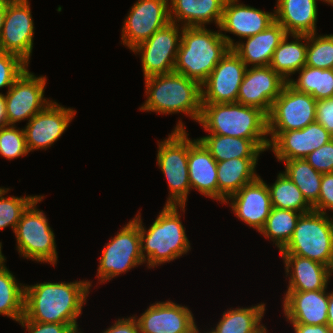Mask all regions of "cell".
<instances>
[{"instance_id":"1","label":"cell","mask_w":333,"mask_h":333,"mask_svg":"<svg viewBox=\"0 0 333 333\" xmlns=\"http://www.w3.org/2000/svg\"><path fill=\"white\" fill-rule=\"evenodd\" d=\"M92 281L44 282L24 286V315L35 322L78 324Z\"/></svg>"},{"instance_id":"2","label":"cell","mask_w":333,"mask_h":333,"mask_svg":"<svg viewBox=\"0 0 333 333\" xmlns=\"http://www.w3.org/2000/svg\"><path fill=\"white\" fill-rule=\"evenodd\" d=\"M179 208L185 212V206L165 205L148 229L140 212L133 218L139 225L141 255L148 269L169 263L191 250Z\"/></svg>"},{"instance_id":"3","label":"cell","mask_w":333,"mask_h":333,"mask_svg":"<svg viewBox=\"0 0 333 333\" xmlns=\"http://www.w3.org/2000/svg\"><path fill=\"white\" fill-rule=\"evenodd\" d=\"M145 79L146 101L140 111L157 114L184 113L198 122L202 108L201 85L177 72Z\"/></svg>"},{"instance_id":"4","label":"cell","mask_w":333,"mask_h":333,"mask_svg":"<svg viewBox=\"0 0 333 333\" xmlns=\"http://www.w3.org/2000/svg\"><path fill=\"white\" fill-rule=\"evenodd\" d=\"M229 49L219 30L183 27L174 72L202 85Z\"/></svg>"},{"instance_id":"5","label":"cell","mask_w":333,"mask_h":333,"mask_svg":"<svg viewBox=\"0 0 333 333\" xmlns=\"http://www.w3.org/2000/svg\"><path fill=\"white\" fill-rule=\"evenodd\" d=\"M198 123L209 134L269 140L267 114L238 102L202 104Z\"/></svg>"},{"instance_id":"6","label":"cell","mask_w":333,"mask_h":333,"mask_svg":"<svg viewBox=\"0 0 333 333\" xmlns=\"http://www.w3.org/2000/svg\"><path fill=\"white\" fill-rule=\"evenodd\" d=\"M168 138L158 141L157 165L168 182L165 205L186 206L191 190L188 174L189 138L180 119Z\"/></svg>"},{"instance_id":"7","label":"cell","mask_w":333,"mask_h":333,"mask_svg":"<svg viewBox=\"0 0 333 333\" xmlns=\"http://www.w3.org/2000/svg\"><path fill=\"white\" fill-rule=\"evenodd\" d=\"M280 255L309 258L333 270V216L313 210L302 214Z\"/></svg>"},{"instance_id":"8","label":"cell","mask_w":333,"mask_h":333,"mask_svg":"<svg viewBox=\"0 0 333 333\" xmlns=\"http://www.w3.org/2000/svg\"><path fill=\"white\" fill-rule=\"evenodd\" d=\"M44 195H39L23 212L14 234L21 257L40 263L57 264L55 235L43 210L37 208Z\"/></svg>"},{"instance_id":"9","label":"cell","mask_w":333,"mask_h":333,"mask_svg":"<svg viewBox=\"0 0 333 333\" xmlns=\"http://www.w3.org/2000/svg\"><path fill=\"white\" fill-rule=\"evenodd\" d=\"M110 239V242L103 247L102 256L98 259L96 277L100 284L145 264L141 255L139 225L134 219H131Z\"/></svg>"},{"instance_id":"10","label":"cell","mask_w":333,"mask_h":333,"mask_svg":"<svg viewBox=\"0 0 333 333\" xmlns=\"http://www.w3.org/2000/svg\"><path fill=\"white\" fill-rule=\"evenodd\" d=\"M183 27L169 22L131 51L139 53L144 78L174 71Z\"/></svg>"},{"instance_id":"11","label":"cell","mask_w":333,"mask_h":333,"mask_svg":"<svg viewBox=\"0 0 333 333\" xmlns=\"http://www.w3.org/2000/svg\"><path fill=\"white\" fill-rule=\"evenodd\" d=\"M317 100L295 90L288 83L274 100L268 117V131L301 130L316 120Z\"/></svg>"},{"instance_id":"12","label":"cell","mask_w":333,"mask_h":333,"mask_svg":"<svg viewBox=\"0 0 333 333\" xmlns=\"http://www.w3.org/2000/svg\"><path fill=\"white\" fill-rule=\"evenodd\" d=\"M46 76H36L28 68L5 93L8 125L30 120L50 102L44 97Z\"/></svg>"},{"instance_id":"13","label":"cell","mask_w":333,"mask_h":333,"mask_svg":"<svg viewBox=\"0 0 333 333\" xmlns=\"http://www.w3.org/2000/svg\"><path fill=\"white\" fill-rule=\"evenodd\" d=\"M169 22V0H137L124 20L121 44L132 50Z\"/></svg>"},{"instance_id":"14","label":"cell","mask_w":333,"mask_h":333,"mask_svg":"<svg viewBox=\"0 0 333 333\" xmlns=\"http://www.w3.org/2000/svg\"><path fill=\"white\" fill-rule=\"evenodd\" d=\"M246 70L245 63L229 49L201 85L202 104L237 102Z\"/></svg>"},{"instance_id":"15","label":"cell","mask_w":333,"mask_h":333,"mask_svg":"<svg viewBox=\"0 0 333 333\" xmlns=\"http://www.w3.org/2000/svg\"><path fill=\"white\" fill-rule=\"evenodd\" d=\"M29 0L7 4L0 34V51L20 57L28 65L34 42V21Z\"/></svg>"},{"instance_id":"16","label":"cell","mask_w":333,"mask_h":333,"mask_svg":"<svg viewBox=\"0 0 333 333\" xmlns=\"http://www.w3.org/2000/svg\"><path fill=\"white\" fill-rule=\"evenodd\" d=\"M269 147L277 160L305 159L307 155L333 139L318 122L301 130L268 131Z\"/></svg>"},{"instance_id":"17","label":"cell","mask_w":333,"mask_h":333,"mask_svg":"<svg viewBox=\"0 0 333 333\" xmlns=\"http://www.w3.org/2000/svg\"><path fill=\"white\" fill-rule=\"evenodd\" d=\"M75 114L73 108L52 101L34 115L23 128L29 152L48 150L66 131Z\"/></svg>"},{"instance_id":"18","label":"cell","mask_w":333,"mask_h":333,"mask_svg":"<svg viewBox=\"0 0 333 333\" xmlns=\"http://www.w3.org/2000/svg\"><path fill=\"white\" fill-rule=\"evenodd\" d=\"M288 82L270 66L247 67L237 102L270 113L274 100Z\"/></svg>"},{"instance_id":"19","label":"cell","mask_w":333,"mask_h":333,"mask_svg":"<svg viewBox=\"0 0 333 333\" xmlns=\"http://www.w3.org/2000/svg\"><path fill=\"white\" fill-rule=\"evenodd\" d=\"M275 22V10L266 12L252 6L239 3V0H226L223 7L219 31L230 49L234 40L226 33L245 39L262 32ZM222 31H225L223 34Z\"/></svg>"},{"instance_id":"20","label":"cell","mask_w":333,"mask_h":333,"mask_svg":"<svg viewBox=\"0 0 333 333\" xmlns=\"http://www.w3.org/2000/svg\"><path fill=\"white\" fill-rule=\"evenodd\" d=\"M136 320L141 333H194L198 327L192 311L171 300L153 303Z\"/></svg>"},{"instance_id":"21","label":"cell","mask_w":333,"mask_h":333,"mask_svg":"<svg viewBox=\"0 0 333 333\" xmlns=\"http://www.w3.org/2000/svg\"><path fill=\"white\" fill-rule=\"evenodd\" d=\"M225 203L230 205L238 219L258 232L264 227L272 209L267 183L260 176L229 196Z\"/></svg>"},{"instance_id":"22","label":"cell","mask_w":333,"mask_h":333,"mask_svg":"<svg viewBox=\"0 0 333 333\" xmlns=\"http://www.w3.org/2000/svg\"><path fill=\"white\" fill-rule=\"evenodd\" d=\"M326 290L286 291L282 305L288 323L327 325L329 293Z\"/></svg>"},{"instance_id":"23","label":"cell","mask_w":333,"mask_h":333,"mask_svg":"<svg viewBox=\"0 0 333 333\" xmlns=\"http://www.w3.org/2000/svg\"><path fill=\"white\" fill-rule=\"evenodd\" d=\"M284 260L287 291H315L327 289L333 270L328 266L297 255H281Z\"/></svg>"},{"instance_id":"24","label":"cell","mask_w":333,"mask_h":333,"mask_svg":"<svg viewBox=\"0 0 333 333\" xmlns=\"http://www.w3.org/2000/svg\"><path fill=\"white\" fill-rule=\"evenodd\" d=\"M188 174L191 189L218 201L217 161L198 138H189Z\"/></svg>"},{"instance_id":"25","label":"cell","mask_w":333,"mask_h":333,"mask_svg":"<svg viewBox=\"0 0 333 333\" xmlns=\"http://www.w3.org/2000/svg\"><path fill=\"white\" fill-rule=\"evenodd\" d=\"M285 29L276 21L258 34L245 38L246 42L237 41L232 50L247 67L269 66L274 51L286 36Z\"/></svg>"},{"instance_id":"26","label":"cell","mask_w":333,"mask_h":333,"mask_svg":"<svg viewBox=\"0 0 333 333\" xmlns=\"http://www.w3.org/2000/svg\"><path fill=\"white\" fill-rule=\"evenodd\" d=\"M226 0H170L169 17L182 27H205L211 22L219 27ZM181 22V23H180Z\"/></svg>"},{"instance_id":"27","label":"cell","mask_w":333,"mask_h":333,"mask_svg":"<svg viewBox=\"0 0 333 333\" xmlns=\"http://www.w3.org/2000/svg\"><path fill=\"white\" fill-rule=\"evenodd\" d=\"M317 2L318 0H277L275 21L287 34L317 33Z\"/></svg>"},{"instance_id":"28","label":"cell","mask_w":333,"mask_h":333,"mask_svg":"<svg viewBox=\"0 0 333 333\" xmlns=\"http://www.w3.org/2000/svg\"><path fill=\"white\" fill-rule=\"evenodd\" d=\"M258 158H233L217 162L218 201L226 199L243 186L255 181Z\"/></svg>"},{"instance_id":"29","label":"cell","mask_w":333,"mask_h":333,"mask_svg":"<svg viewBox=\"0 0 333 333\" xmlns=\"http://www.w3.org/2000/svg\"><path fill=\"white\" fill-rule=\"evenodd\" d=\"M198 139L217 162L233 158H259L260 153L269 147V140H250L216 134H208Z\"/></svg>"},{"instance_id":"30","label":"cell","mask_w":333,"mask_h":333,"mask_svg":"<svg viewBox=\"0 0 333 333\" xmlns=\"http://www.w3.org/2000/svg\"><path fill=\"white\" fill-rule=\"evenodd\" d=\"M290 36L294 40L288 42ZM306 55L307 35L286 34L274 51L269 66L288 81L306 65Z\"/></svg>"},{"instance_id":"31","label":"cell","mask_w":333,"mask_h":333,"mask_svg":"<svg viewBox=\"0 0 333 333\" xmlns=\"http://www.w3.org/2000/svg\"><path fill=\"white\" fill-rule=\"evenodd\" d=\"M265 303L251 307H239L225 310L221 320L210 333H268L267 328L261 324L264 317Z\"/></svg>"},{"instance_id":"32","label":"cell","mask_w":333,"mask_h":333,"mask_svg":"<svg viewBox=\"0 0 333 333\" xmlns=\"http://www.w3.org/2000/svg\"><path fill=\"white\" fill-rule=\"evenodd\" d=\"M6 258H0V315L16 322L24 315V286L17 283L13 273L5 266Z\"/></svg>"},{"instance_id":"33","label":"cell","mask_w":333,"mask_h":333,"mask_svg":"<svg viewBox=\"0 0 333 333\" xmlns=\"http://www.w3.org/2000/svg\"><path fill=\"white\" fill-rule=\"evenodd\" d=\"M277 161L285 163L283 173L297 185L306 201L313 207L318 202L323 174L317 172L306 159Z\"/></svg>"},{"instance_id":"34","label":"cell","mask_w":333,"mask_h":333,"mask_svg":"<svg viewBox=\"0 0 333 333\" xmlns=\"http://www.w3.org/2000/svg\"><path fill=\"white\" fill-rule=\"evenodd\" d=\"M297 73V79L287 81L295 90L312 95L317 101L333 97V69L305 65Z\"/></svg>"},{"instance_id":"35","label":"cell","mask_w":333,"mask_h":333,"mask_svg":"<svg viewBox=\"0 0 333 333\" xmlns=\"http://www.w3.org/2000/svg\"><path fill=\"white\" fill-rule=\"evenodd\" d=\"M301 215L294 210L272 207L259 233L275 243L280 252L290 241Z\"/></svg>"},{"instance_id":"36","label":"cell","mask_w":333,"mask_h":333,"mask_svg":"<svg viewBox=\"0 0 333 333\" xmlns=\"http://www.w3.org/2000/svg\"><path fill=\"white\" fill-rule=\"evenodd\" d=\"M272 207L289 209L302 214L311 212L313 207L306 201L297 185L283 172L277 174V179L271 185L267 184Z\"/></svg>"},{"instance_id":"37","label":"cell","mask_w":333,"mask_h":333,"mask_svg":"<svg viewBox=\"0 0 333 333\" xmlns=\"http://www.w3.org/2000/svg\"><path fill=\"white\" fill-rule=\"evenodd\" d=\"M306 66L333 69V34L307 35Z\"/></svg>"},{"instance_id":"38","label":"cell","mask_w":333,"mask_h":333,"mask_svg":"<svg viewBox=\"0 0 333 333\" xmlns=\"http://www.w3.org/2000/svg\"><path fill=\"white\" fill-rule=\"evenodd\" d=\"M9 190L0 187V231L10 226L14 232L23 212L39 195L5 197Z\"/></svg>"},{"instance_id":"39","label":"cell","mask_w":333,"mask_h":333,"mask_svg":"<svg viewBox=\"0 0 333 333\" xmlns=\"http://www.w3.org/2000/svg\"><path fill=\"white\" fill-rule=\"evenodd\" d=\"M24 129L16 125L0 127V155L7 160L28 155Z\"/></svg>"},{"instance_id":"40","label":"cell","mask_w":333,"mask_h":333,"mask_svg":"<svg viewBox=\"0 0 333 333\" xmlns=\"http://www.w3.org/2000/svg\"><path fill=\"white\" fill-rule=\"evenodd\" d=\"M28 66L20 57L0 51V89L6 87L8 91Z\"/></svg>"},{"instance_id":"41","label":"cell","mask_w":333,"mask_h":333,"mask_svg":"<svg viewBox=\"0 0 333 333\" xmlns=\"http://www.w3.org/2000/svg\"><path fill=\"white\" fill-rule=\"evenodd\" d=\"M307 162L319 173L333 172V139L311 152L305 158Z\"/></svg>"},{"instance_id":"42","label":"cell","mask_w":333,"mask_h":333,"mask_svg":"<svg viewBox=\"0 0 333 333\" xmlns=\"http://www.w3.org/2000/svg\"><path fill=\"white\" fill-rule=\"evenodd\" d=\"M18 323L26 328L28 333H74L80 330L78 324L43 323L29 319H20Z\"/></svg>"},{"instance_id":"43","label":"cell","mask_w":333,"mask_h":333,"mask_svg":"<svg viewBox=\"0 0 333 333\" xmlns=\"http://www.w3.org/2000/svg\"><path fill=\"white\" fill-rule=\"evenodd\" d=\"M333 213V172L322 175L318 202L313 206V211L327 214Z\"/></svg>"},{"instance_id":"44","label":"cell","mask_w":333,"mask_h":333,"mask_svg":"<svg viewBox=\"0 0 333 333\" xmlns=\"http://www.w3.org/2000/svg\"><path fill=\"white\" fill-rule=\"evenodd\" d=\"M315 121L333 135V97L317 101Z\"/></svg>"},{"instance_id":"45","label":"cell","mask_w":333,"mask_h":333,"mask_svg":"<svg viewBox=\"0 0 333 333\" xmlns=\"http://www.w3.org/2000/svg\"><path fill=\"white\" fill-rule=\"evenodd\" d=\"M102 333H141L136 316L119 318Z\"/></svg>"},{"instance_id":"46","label":"cell","mask_w":333,"mask_h":333,"mask_svg":"<svg viewBox=\"0 0 333 333\" xmlns=\"http://www.w3.org/2000/svg\"><path fill=\"white\" fill-rule=\"evenodd\" d=\"M294 333H333L328 325H308L302 323H290Z\"/></svg>"},{"instance_id":"47","label":"cell","mask_w":333,"mask_h":333,"mask_svg":"<svg viewBox=\"0 0 333 333\" xmlns=\"http://www.w3.org/2000/svg\"><path fill=\"white\" fill-rule=\"evenodd\" d=\"M8 126L5 96L0 93V127Z\"/></svg>"},{"instance_id":"48","label":"cell","mask_w":333,"mask_h":333,"mask_svg":"<svg viewBox=\"0 0 333 333\" xmlns=\"http://www.w3.org/2000/svg\"><path fill=\"white\" fill-rule=\"evenodd\" d=\"M327 325L331 330H333V291L329 292Z\"/></svg>"},{"instance_id":"49","label":"cell","mask_w":333,"mask_h":333,"mask_svg":"<svg viewBox=\"0 0 333 333\" xmlns=\"http://www.w3.org/2000/svg\"><path fill=\"white\" fill-rule=\"evenodd\" d=\"M6 9H7V4L0 2V34L2 31L3 24H4Z\"/></svg>"},{"instance_id":"50","label":"cell","mask_w":333,"mask_h":333,"mask_svg":"<svg viewBox=\"0 0 333 333\" xmlns=\"http://www.w3.org/2000/svg\"><path fill=\"white\" fill-rule=\"evenodd\" d=\"M27 0H0V2L6 3V4H13V3H21L25 2Z\"/></svg>"},{"instance_id":"51","label":"cell","mask_w":333,"mask_h":333,"mask_svg":"<svg viewBox=\"0 0 333 333\" xmlns=\"http://www.w3.org/2000/svg\"><path fill=\"white\" fill-rule=\"evenodd\" d=\"M321 1H323L324 3L326 2L328 5L333 6V0H321Z\"/></svg>"},{"instance_id":"52","label":"cell","mask_w":333,"mask_h":333,"mask_svg":"<svg viewBox=\"0 0 333 333\" xmlns=\"http://www.w3.org/2000/svg\"><path fill=\"white\" fill-rule=\"evenodd\" d=\"M2 243L0 242V258L2 257Z\"/></svg>"},{"instance_id":"53","label":"cell","mask_w":333,"mask_h":333,"mask_svg":"<svg viewBox=\"0 0 333 333\" xmlns=\"http://www.w3.org/2000/svg\"><path fill=\"white\" fill-rule=\"evenodd\" d=\"M194 333H201V332H199V328H197V330ZM205 333H210V332L208 331V332H205Z\"/></svg>"},{"instance_id":"54","label":"cell","mask_w":333,"mask_h":333,"mask_svg":"<svg viewBox=\"0 0 333 333\" xmlns=\"http://www.w3.org/2000/svg\"><path fill=\"white\" fill-rule=\"evenodd\" d=\"M74 333H83V332H81V331H79V330H76Z\"/></svg>"}]
</instances>
